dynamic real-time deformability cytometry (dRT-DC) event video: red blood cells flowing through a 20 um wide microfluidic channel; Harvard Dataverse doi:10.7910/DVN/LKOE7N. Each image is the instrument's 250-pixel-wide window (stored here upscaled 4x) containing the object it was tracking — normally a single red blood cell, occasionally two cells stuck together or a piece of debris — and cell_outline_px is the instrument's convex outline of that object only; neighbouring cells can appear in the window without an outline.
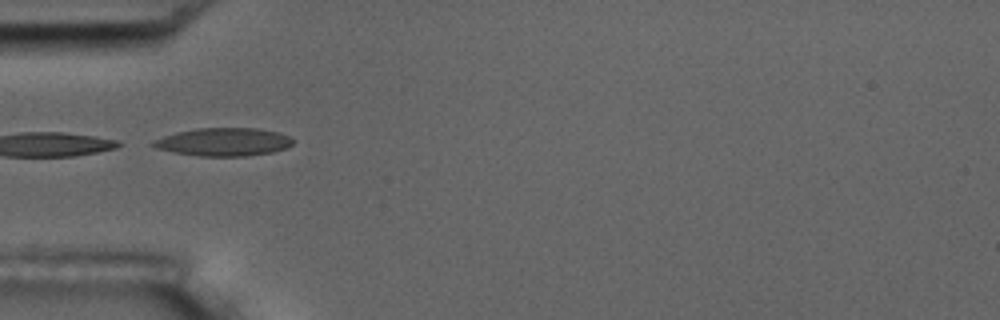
{"species": "common noctule bat (a hibernating species)", "species_latin": "Nyctalus noctula", "temperature_condition": "room temperature", "stored_images_in_passage": 7, "camera_frame_rate_fps": 3000, "um_per_image_px": 0.085, "animal": {"sex": "male", "body_mass_g": 17.5, "forearm_length_mm": 52.3}, "frame": {"image": 1, "passage_image": 1, "time_ms": 0.0, "image_size_px": [1000, 320], "cell_outline_px": [[296, 140], [288, 148], [272, 152], [248, 156], [200, 156], [176, 152], [156, 148], [148, 144], [164, 136], [176, 132], [196, 128], [256, 128], [280, 132]], "centroid_in_image_um": [19.06, 12.06], "position_along_channel_um": 65.9, "area_um2": 22.95}}
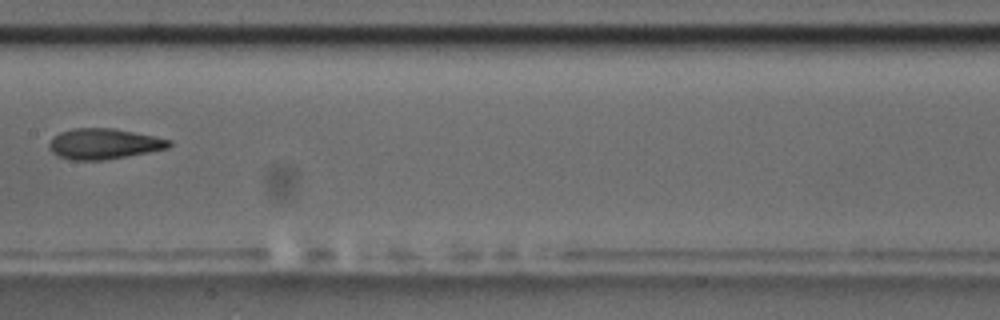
{"frame": {"image": 2, "passage_image": 4, "time_ms": 3.667, "image_size_px": [1000, 320], "cell_outline_px": [[172, 144], [168, 148], [148, 152], [104, 160], [68, 160], [56, 156], [48, 148], [48, 144], [52, 136], [60, 132], [72, 128], [112, 128], [172, 140]], "centroid_in_image_um": [8.76, 12.23], "position_along_channel_um": 198.6, "area_um2": 21.44}}
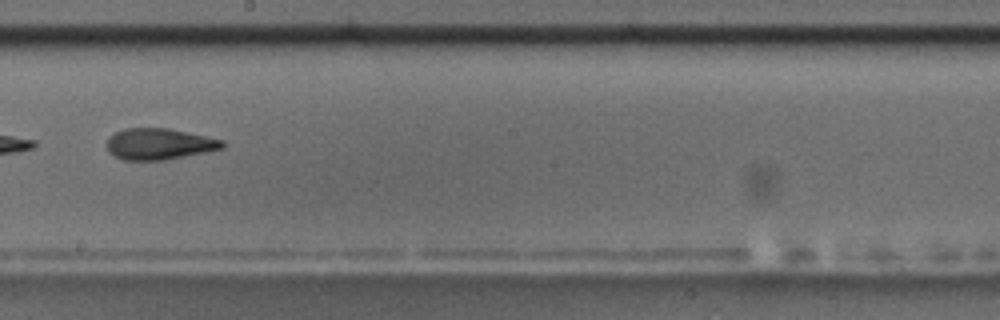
{"frame": {"image": 3, "passage_image": 5, "time_ms": 4.667, "image_size_px": [1000, 320], "cell_outline_px": [[224, 148], [208, 152], [164, 160], [124, 160], [108, 152], [108, 136], [124, 128], [168, 128], [224, 140]], "centroid_in_image_um": [13.54, 12.24], "position_along_channel_um": 234.7, "area_um2": 21.04}}